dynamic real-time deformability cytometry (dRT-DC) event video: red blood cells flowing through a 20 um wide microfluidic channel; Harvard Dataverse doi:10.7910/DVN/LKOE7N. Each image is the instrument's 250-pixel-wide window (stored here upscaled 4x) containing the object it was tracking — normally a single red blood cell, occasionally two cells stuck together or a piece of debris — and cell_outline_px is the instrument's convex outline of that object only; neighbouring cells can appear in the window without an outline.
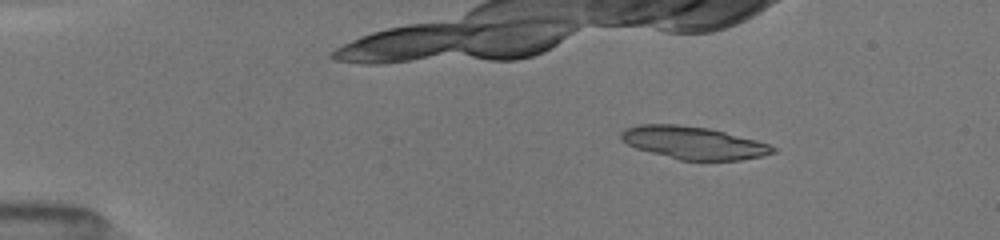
{"species": "common noctule bat (a hibernating species)", "species_latin": "Nyctalus noctula", "temperature_condition": "room temperature", "stored_images_in_passage": 11, "camera_frame_rate_fps": 3000, "um_per_image_px": 0.085, "animal": {"sex": "female", "body_mass_g": 19.5, "forearm_length_mm": 54.1}, "frame": {"image": 1, "passage_image": 5, "time_ms": 2.0, "image_size_px": [1000, 240], "cell_outline_px": [[776, 152], [764, 156], [740, 160], [680, 160], [636, 148], [620, 140], [620, 132], [624, 128], [636, 124], [680, 124], [708, 128], [756, 140], [768, 144], [776, 148]], "centroid_in_image_um": [58.92, 12.13], "position_along_channel_um": 26.1, "area_um2": 28.9}}